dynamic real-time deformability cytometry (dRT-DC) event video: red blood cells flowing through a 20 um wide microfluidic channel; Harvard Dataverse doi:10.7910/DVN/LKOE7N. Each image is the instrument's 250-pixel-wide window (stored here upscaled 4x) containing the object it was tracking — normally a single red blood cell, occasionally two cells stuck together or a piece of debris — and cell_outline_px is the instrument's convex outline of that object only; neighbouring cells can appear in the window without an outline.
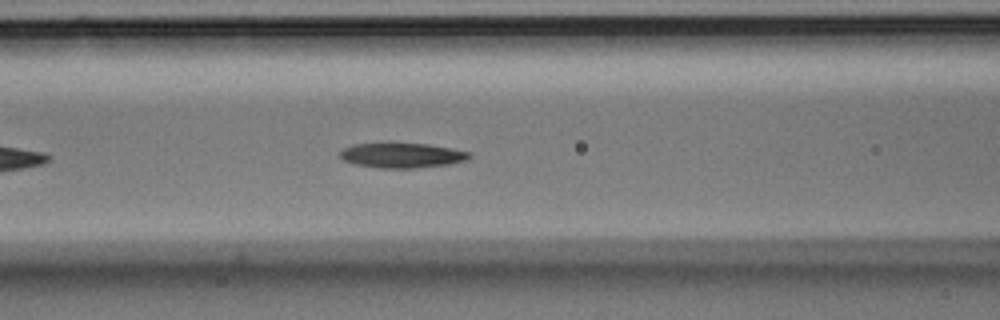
{"species": "Egyptian fruit bat (a non-hibernating species)", "species_latin": "Rousettus aegyptiacus", "temperature_condition": "room temperature", "stored_images_in_passage": 23, "camera_frame_rate_fps": 3000, "um_per_image_px": 0.085, "animal": {"sex": "male"}, "frame": {"image": 1, "passage_image": 6, "time_ms": 1.667, "image_size_px": [1000, 320], "cell_outline_px": [[472, 156], [468, 160], [448, 164], [412, 168], [380, 168], [356, 164], [344, 160], [340, 156], [340, 152], [344, 148], [356, 144], [428, 144], [452, 148], [472, 152]], "centroid_in_image_um": [34.24, 13.21], "position_along_channel_um": 132.4, "area_um2": 18.5}}
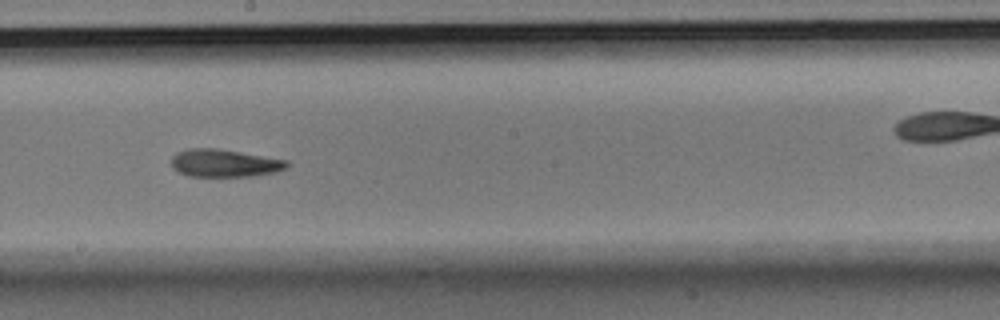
{"frame": {"image": 2, "passage_image": 14, "time_ms": 4.333, "image_size_px": [1000, 320], "cell_outline_px": [[288, 168], [276, 172], [252, 176], [188, 176], [176, 172], [172, 168], [172, 156], [176, 152], [188, 148], [216, 148], [288, 160]], "centroid_in_image_um": [19.05, 13.87], "position_along_channel_um": 229.1, "area_um2": 18.79}}
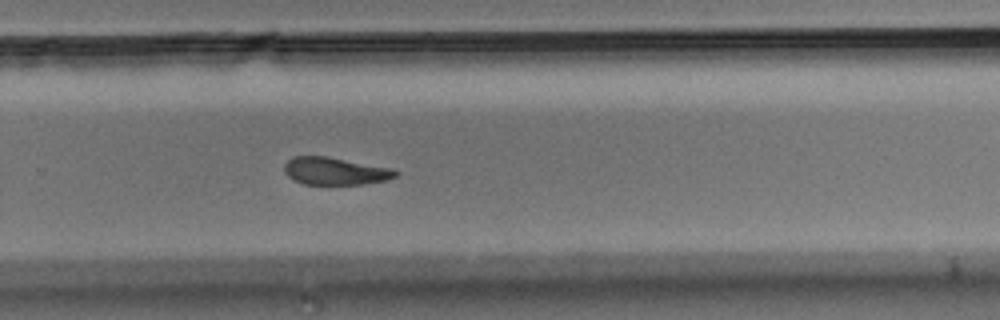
{"frame": {"image": 3, "passage_image": 20, "time_ms": 6.333, "image_size_px": [1000, 320], "cell_outline_px": [[400, 172], [396, 176], [388, 180], [360, 184], [304, 184], [292, 180], [284, 172], [284, 164], [292, 156], [328, 156], [392, 168]], "centroid_in_image_um": [28.47, 14.53], "position_along_channel_um": 301.3, "area_um2": 17.98}}